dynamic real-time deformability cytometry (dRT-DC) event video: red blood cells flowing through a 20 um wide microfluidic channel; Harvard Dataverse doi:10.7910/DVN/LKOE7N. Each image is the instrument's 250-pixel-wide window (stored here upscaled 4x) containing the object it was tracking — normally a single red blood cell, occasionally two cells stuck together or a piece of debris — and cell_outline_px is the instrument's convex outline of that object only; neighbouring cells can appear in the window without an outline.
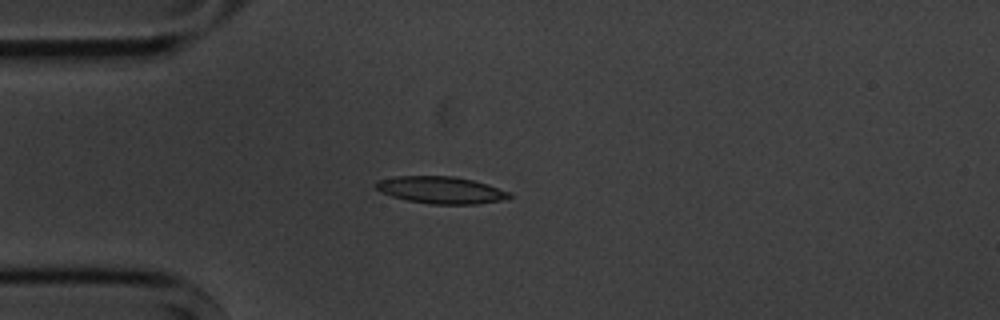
{"species": "common noctule bat (a hibernating species)", "species_latin": "Nyctalus noctula", "temperature_condition": "cold", "stored_images_in_passage": 5, "camera_frame_rate_fps": 3000, "um_per_image_px": 0.085, "animal": {"sex": "male", "body_mass_g": 20.1, "forearm_length_mm": 53.5}, "frame": {"image": 1, "passage_image": 3, "time_ms": 2.667, "image_size_px": [1000, 320], "cell_outline_px": [[512, 196], [500, 200], [476, 204], [432, 204], [408, 200], [392, 196], [380, 192], [372, 184], [376, 180], [396, 176], [452, 176], [472, 180], [488, 184], [512, 192]], "centroid_in_image_um": [37.45, 16.14], "position_along_channel_um": 47.6, "area_um2": 21.1}}
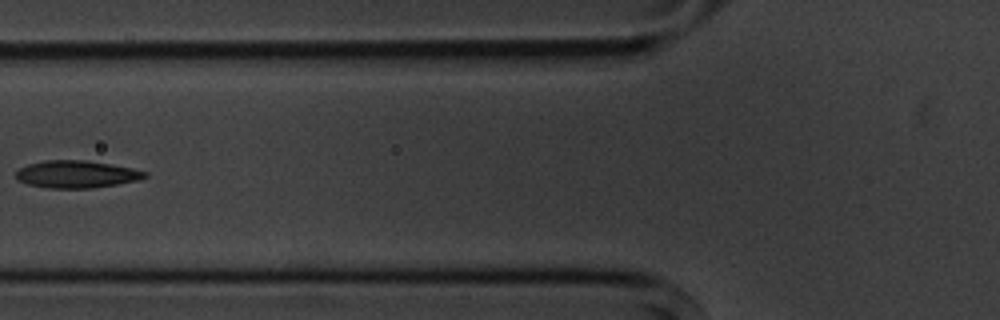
{"frame": {"image": 2, "passage_image": 5, "time_ms": 5.0, "image_size_px": [1000, 320], "cell_outline_px": [[148, 176], [136, 180], [116, 184], [92, 188], [48, 188], [28, 184], [16, 180], [16, 172], [20, 168], [28, 164], [44, 160], [88, 160], [112, 164], [132, 168], [148, 172]], "centroid_in_image_um": [6.49, 14.8], "position_along_channel_um": 119.3, "area_um2": 20.58}}